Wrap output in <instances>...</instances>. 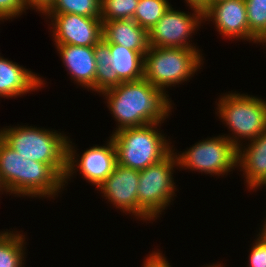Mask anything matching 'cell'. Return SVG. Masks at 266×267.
Here are the masks:
<instances>
[{"instance_id":"cell-1","label":"cell","mask_w":266,"mask_h":267,"mask_svg":"<svg viewBox=\"0 0 266 267\" xmlns=\"http://www.w3.org/2000/svg\"><path fill=\"white\" fill-rule=\"evenodd\" d=\"M102 95L106 96L107 107L118 124L115 132L152 123L161 125L172 112L169 95L144 78L123 82Z\"/></svg>"},{"instance_id":"cell-2","label":"cell","mask_w":266,"mask_h":267,"mask_svg":"<svg viewBox=\"0 0 266 267\" xmlns=\"http://www.w3.org/2000/svg\"><path fill=\"white\" fill-rule=\"evenodd\" d=\"M53 131L27 125L8 126L0 129V137L23 158L51 165L64 178L68 136Z\"/></svg>"},{"instance_id":"cell-3","label":"cell","mask_w":266,"mask_h":267,"mask_svg":"<svg viewBox=\"0 0 266 267\" xmlns=\"http://www.w3.org/2000/svg\"><path fill=\"white\" fill-rule=\"evenodd\" d=\"M160 123L132 127L112 132L117 163L134 170H144L163 160L173 149L164 134L158 131Z\"/></svg>"},{"instance_id":"cell-4","label":"cell","mask_w":266,"mask_h":267,"mask_svg":"<svg viewBox=\"0 0 266 267\" xmlns=\"http://www.w3.org/2000/svg\"><path fill=\"white\" fill-rule=\"evenodd\" d=\"M198 49L150 47L144 55V79L165 91L181 84L203 65Z\"/></svg>"},{"instance_id":"cell-5","label":"cell","mask_w":266,"mask_h":267,"mask_svg":"<svg viewBox=\"0 0 266 267\" xmlns=\"http://www.w3.org/2000/svg\"><path fill=\"white\" fill-rule=\"evenodd\" d=\"M217 106L218 118L233 134L226 137L237 148L243 146L239 139L252 141L266 131V101L260 97L229 92L219 98Z\"/></svg>"},{"instance_id":"cell-6","label":"cell","mask_w":266,"mask_h":267,"mask_svg":"<svg viewBox=\"0 0 266 267\" xmlns=\"http://www.w3.org/2000/svg\"><path fill=\"white\" fill-rule=\"evenodd\" d=\"M144 55L103 38L94 45L96 60L95 91L100 94L123 82L144 78Z\"/></svg>"},{"instance_id":"cell-7","label":"cell","mask_w":266,"mask_h":267,"mask_svg":"<svg viewBox=\"0 0 266 267\" xmlns=\"http://www.w3.org/2000/svg\"><path fill=\"white\" fill-rule=\"evenodd\" d=\"M174 166L179 167V164L173 149L163 160L140 171L137 187L139 219H157L173 201L176 196L172 176Z\"/></svg>"},{"instance_id":"cell-8","label":"cell","mask_w":266,"mask_h":267,"mask_svg":"<svg viewBox=\"0 0 266 267\" xmlns=\"http://www.w3.org/2000/svg\"><path fill=\"white\" fill-rule=\"evenodd\" d=\"M179 168L224 175L237 168L238 148L224 135L200 140L183 153L177 152Z\"/></svg>"},{"instance_id":"cell-9","label":"cell","mask_w":266,"mask_h":267,"mask_svg":"<svg viewBox=\"0 0 266 267\" xmlns=\"http://www.w3.org/2000/svg\"><path fill=\"white\" fill-rule=\"evenodd\" d=\"M193 11L191 15L178 9L174 10L171 5L162 18L148 31L149 46L198 49L188 40L192 33L200 28L203 13L196 9Z\"/></svg>"},{"instance_id":"cell-10","label":"cell","mask_w":266,"mask_h":267,"mask_svg":"<svg viewBox=\"0 0 266 267\" xmlns=\"http://www.w3.org/2000/svg\"><path fill=\"white\" fill-rule=\"evenodd\" d=\"M74 147L72 146V141L70 142V138H68L64 186L68 183V179L76 173L75 170L78 171L77 168H79L80 174L84 176L83 178L98 188L113 172L117 163L116 149L111 137L105 146L95 145L84 151L79 160L76 159V156L78 157L79 155Z\"/></svg>"},{"instance_id":"cell-11","label":"cell","mask_w":266,"mask_h":267,"mask_svg":"<svg viewBox=\"0 0 266 267\" xmlns=\"http://www.w3.org/2000/svg\"><path fill=\"white\" fill-rule=\"evenodd\" d=\"M51 18L55 45L94 46L103 38L100 18L77 14H43Z\"/></svg>"},{"instance_id":"cell-12","label":"cell","mask_w":266,"mask_h":267,"mask_svg":"<svg viewBox=\"0 0 266 267\" xmlns=\"http://www.w3.org/2000/svg\"><path fill=\"white\" fill-rule=\"evenodd\" d=\"M203 20L215 23L217 32L223 37L261 43L249 31L245 0L218 1L203 13Z\"/></svg>"},{"instance_id":"cell-13","label":"cell","mask_w":266,"mask_h":267,"mask_svg":"<svg viewBox=\"0 0 266 267\" xmlns=\"http://www.w3.org/2000/svg\"><path fill=\"white\" fill-rule=\"evenodd\" d=\"M140 171L116 163L113 172L99 185L105 199L113 206L138 217V193Z\"/></svg>"},{"instance_id":"cell-14","label":"cell","mask_w":266,"mask_h":267,"mask_svg":"<svg viewBox=\"0 0 266 267\" xmlns=\"http://www.w3.org/2000/svg\"><path fill=\"white\" fill-rule=\"evenodd\" d=\"M64 186V178L51 166L24 159L22 196L54 198Z\"/></svg>"},{"instance_id":"cell-15","label":"cell","mask_w":266,"mask_h":267,"mask_svg":"<svg viewBox=\"0 0 266 267\" xmlns=\"http://www.w3.org/2000/svg\"><path fill=\"white\" fill-rule=\"evenodd\" d=\"M71 80L95 92L96 60L94 46L56 45Z\"/></svg>"},{"instance_id":"cell-16","label":"cell","mask_w":266,"mask_h":267,"mask_svg":"<svg viewBox=\"0 0 266 267\" xmlns=\"http://www.w3.org/2000/svg\"><path fill=\"white\" fill-rule=\"evenodd\" d=\"M43 81L32 71L0 56V97L22 96L40 89Z\"/></svg>"},{"instance_id":"cell-17","label":"cell","mask_w":266,"mask_h":267,"mask_svg":"<svg viewBox=\"0 0 266 267\" xmlns=\"http://www.w3.org/2000/svg\"><path fill=\"white\" fill-rule=\"evenodd\" d=\"M249 142L238 148L237 167L243 171L247 189L254 190L266 178V131Z\"/></svg>"},{"instance_id":"cell-18","label":"cell","mask_w":266,"mask_h":267,"mask_svg":"<svg viewBox=\"0 0 266 267\" xmlns=\"http://www.w3.org/2000/svg\"><path fill=\"white\" fill-rule=\"evenodd\" d=\"M103 39L139 53H146L150 48L148 31L133 19L103 22Z\"/></svg>"},{"instance_id":"cell-19","label":"cell","mask_w":266,"mask_h":267,"mask_svg":"<svg viewBox=\"0 0 266 267\" xmlns=\"http://www.w3.org/2000/svg\"><path fill=\"white\" fill-rule=\"evenodd\" d=\"M24 159L0 137V183L6 194L22 195Z\"/></svg>"},{"instance_id":"cell-20","label":"cell","mask_w":266,"mask_h":267,"mask_svg":"<svg viewBox=\"0 0 266 267\" xmlns=\"http://www.w3.org/2000/svg\"><path fill=\"white\" fill-rule=\"evenodd\" d=\"M24 241L18 231L0 232V267H24Z\"/></svg>"},{"instance_id":"cell-21","label":"cell","mask_w":266,"mask_h":267,"mask_svg":"<svg viewBox=\"0 0 266 267\" xmlns=\"http://www.w3.org/2000/svg\"><path fill=\"white\" fill-rule=\"evenodd\" d=\"M170 6L168 0H139L133 20L150 31Z\"/></svg>"},{"instance_id":"cell-22","label":"cell","mask_w":266,"mask_h":267,"mask_svg":"<svg viewBox=\"0 0 266 267\" xmlns=\"http://www.w3.org/2000/svg\"><path fill=\"white\" fill-rule=\"evenodd\" d=\"M101 0H55L44 14H77L100 18Z\"/></svg>"},{"instance_id":"cell-23","label":"cell","mask_w":266,"mask_h":267,"mask_svg":"<svg viewBox=\"0 0 266 267\" xmlns=\"http://www.w3.org/2000/svg\"><path fill=\"white\" fill-rule=\"evenodd\" d=\"M138 2L139 0H101L100 19L102 23L133 19Z\"/></svg>"},{"instance_id":"cell-24","label":"cell","mask_w":266,"mask_h":267,"mask_svg":"<svg viewBox=\"0 0 266 267\" xmlns=\"http://www.w3.org/2000/svg\"><path fill=\"white\" fill-rule=\"evenodd\" d=\"M249 31L262 43L266 39V0H245Z\"/></svg>"},{"instance_id":"cell-25","label":"cell","mask_w":266,"mask_h":267,"mask_svg":"<svg viewBox=\"0 0 266 267\" xmlns=\"http://www.w3.org/2000/svg\"><path fill=\"white\" fill-rule=\"evenodd\" d=\"M251 247L247 267H266V240L259 234Z\"/></svg>"},{"instance_id":"cell-26","label":"cell","mask_w":266,"mask_h":267,"mask_svg":"<svg viewBox=\"0 0 266 267\" xmlns=\"http://www.w3.org/2000/svg\"><path fill=\"white\" fill-rule=\"evenodd\" d=\"M28 9L24 0H0V21L22 15Z\"/></svg>"},{"instance_id":"cell-27","label":"cell","mask_w":266,"mask_h":267,"mask_svg":"<svg viewBox=\"0 0 266 267\" xmlns=\"http://www.w3.org/2000/svg\"><path fill=\"white\" fill-rule=\"evenodd\" d=\"M143 267H171L166 257L159 251H153L147 258H145Z\"/></svg>"},{"instance_id":"cell-28","label":"cell","mask_w":266,"mask_h":267,"mask_svg":"<svg viewBox=\"0 0 266 267\" xmlns=\"http://www.w3.org/2000/svg\"><path fill=\"white\" fill-rule=\"evenodd\" d=\"M27 8H34L44 14L55 2V0H24Z\"/></svg>"},{"instance_id":"cell-29","label":"cell","mask_w":266,"mask_h":267,"mask_svg":"<svg viewBox=\"0 0 266 267\" xmlns=\"http://www.w3.org/2000/svg\"><path fill=\"white\" fill-rule=\"evenodd\" d=\"M186 3L192 9H196L202 13H204L210 6L211 0H185Z\"/></svg>"},{"instance_id":"cell-30","label":"cell","mask_w":266,"mask_h":267,"mask_svg":"<svg viewBox=\"0 0 266 267\" xmlns=\"http://www.w3.org/2000/svg\"><path fill=\"white\" fill-rule=\"evenodd\" d=\"M264 225L262 226L263 228H261L259 235L266 240V219L265 222L263 223Z\"/></svg>"},{"instance_id":"cell-31","label":"cell","mask_w":266,"mask_h":267,"mask_svg":"<svg viewBox=\"0 0 266 267\" xmlns=\"http://www.w3.org/2000/svg\"><path fill=\"white\" fill-rule=\"evenodd\" d=\"M263 185L266 186V178L259 184V186L256 189L261 188V186Z\"/></svg>"},{"instance_id":"cell-32","label":"cell","mask_w":266,"mask_h":267,"mask_svg":"<svg viewBox=\"0 0 266 267\" xmlns=\"http://www.w3.org/2000/svg\"><path fill=\"white\" fill-rule=\"evenodd\" d=\"M206 267V266H205ZM207 267H223L220 263L219 264H213V265H208Z\"/></svg>"},{"instance_id":"cell-33","label":"cell","mask_w":266,"mask_h":267,"mask_svg":"<svg viewBox=\"0 0 266 267\" xmlns=\"http://www.w3.org/2000/svg\"><path fill=\"white\" fill-rule=\"evenodd\" d=\"M0 191H1L2 194H3L4 188H3V186L1 185V183H0ZM1 192H0V193H1Z\"/></svg>"},{"instance_id":"cell-34","label":"cell","mask_w":266,"mask_h":267,"mask_svg":"<svg viewBox=\"0 0 266 267\" xmlns=\"http://www.w3.org/2000/svg\"><path fill=\"white\" fill-rule=\"evenodd\" d=\"M221 0H211V5Z\"/></svg>"}]
</instances>
